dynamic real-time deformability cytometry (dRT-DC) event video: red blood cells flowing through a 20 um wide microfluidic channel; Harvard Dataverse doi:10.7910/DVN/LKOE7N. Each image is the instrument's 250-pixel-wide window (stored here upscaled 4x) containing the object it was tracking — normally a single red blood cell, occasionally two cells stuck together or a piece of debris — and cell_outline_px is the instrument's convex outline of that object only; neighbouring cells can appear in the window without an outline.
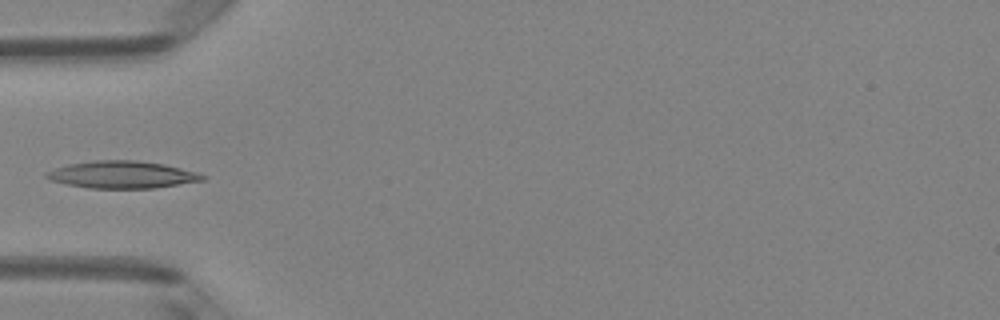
{"species": "Egyptian fruit bat (a non-hibernating species)", "species_latin": "Rousettus aegyptiacus", "temperature_condition": "room temperature", "stored_images_in_passage": 5, "camera_frame_rate_fps": 3000, "um_per_image_px": 0.085, "animal": {"sex": "female"}, "frame": {"image": 1, "passage_image": 5, "time_ms": 1.333, "image_size_px": [1000, 320], "cell_outline_px": [[208, 176], [204, 180], [156, 188], [88, 188], [48, 180], [44, 176], [44, 172], [68, 164], [92, 160], [136, 160], [164, 164], [196, 172]], "centroid_in_image_um": [10.36, 14.84], "position_along_channel_um": 74.6, "area_um2": 24.85}}